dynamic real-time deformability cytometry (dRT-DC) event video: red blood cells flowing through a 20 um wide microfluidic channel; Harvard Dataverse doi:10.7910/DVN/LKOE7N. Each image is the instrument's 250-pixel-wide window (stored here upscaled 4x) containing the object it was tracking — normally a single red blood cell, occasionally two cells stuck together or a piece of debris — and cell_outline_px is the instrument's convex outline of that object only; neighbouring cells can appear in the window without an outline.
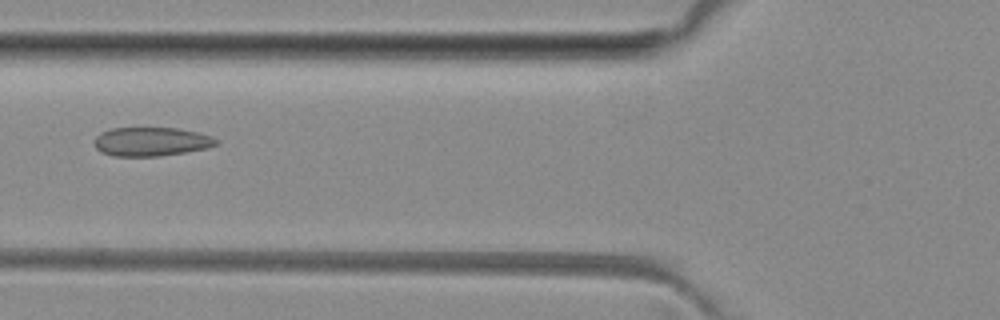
{"species": "common noctule bat (a hibernating species)", "species_latin": "Nyctalus noctula", "temperature_condition": "room temperature", "stored_images_in_passage": 4, "camera_frame_rate_fps": 3000, "um_per_image_px": 0.085, "animal": {"sex": "female", "body_mass_g": 29.2, "forearm_length_mm": 56.3}, "frame": {"image": 1, "passage_image": 3, "time_ms": 2.333, "image_size_px": [1000, 320], "cell_outline_px": [[216, 144], [208, 148], [160, 156], [112, 156], [100, 152], [96, 148], [96, 136], [100, 132], [112, 128], [176, 128], [196, 132], [212, 136], [216, 140]], "centroid_in_image_um": [12.82, 12.04], "position_along_channel_um": 113.0, "area_um2": 20.35}}
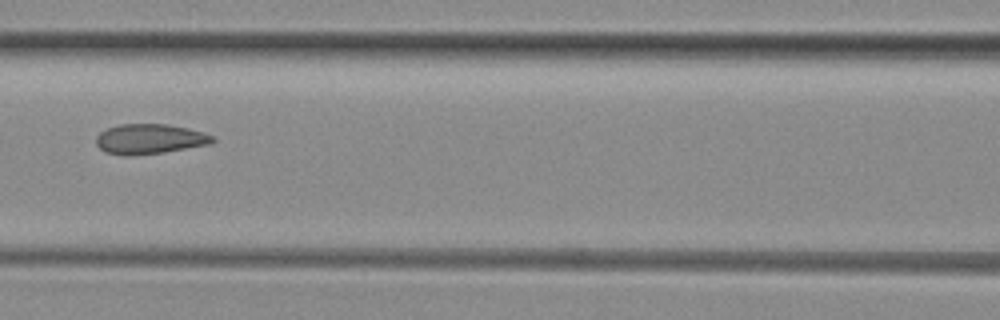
{"frame": {"image": 2, "passage_image": 4, "time_ms": 3.333, "image_size_px": [1000, 320], "cell_outline_px": [[216, 140], [212, 144], [164, 152], [132, 156], [124, 156], [104, 152], [96, 144], [96, 136], [100, 132], [108, 128], [120, 124], [168, 124], [188, 128], [204, 132], [212, 136]], "centroid_in_image_um": [12.72, 11.82], "position_along_channel_um": 153.9, "area_um2": 20.58}}